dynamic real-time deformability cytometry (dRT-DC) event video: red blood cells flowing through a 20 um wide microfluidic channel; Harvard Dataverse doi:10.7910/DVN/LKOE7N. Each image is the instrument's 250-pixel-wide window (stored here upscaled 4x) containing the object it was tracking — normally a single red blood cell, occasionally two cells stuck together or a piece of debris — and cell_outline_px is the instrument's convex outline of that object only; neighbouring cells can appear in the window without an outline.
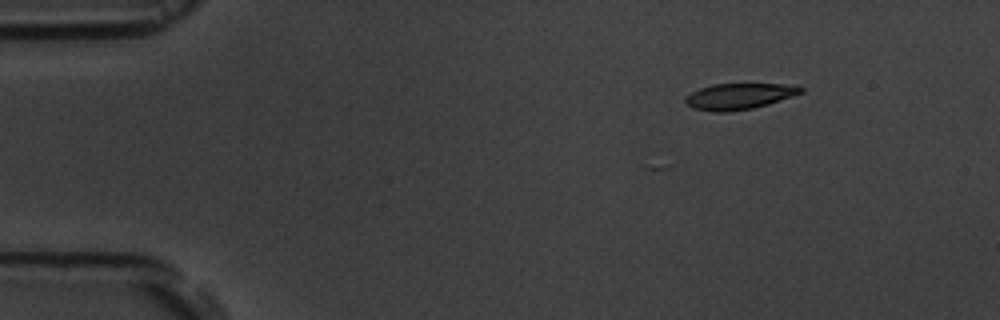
{"species": "common noctule bat (a hibernating species)", "species_latin": "Nyctalus noctula", "temperature_condition": "room temperature", "stored_images_in_passage": 6, "camera_frame_rate_fps": 3000, "um_per_image_px": 0.085, "animal": {"sex": "male", "body_mass_g": 19.5, "forearm_length_mm": 54.6}, "frame": {"image": 1, "passage_image": 1, "time_ms": 0.0, "image_size_px": [1000, 320], "cell_outline_px": [[804, 92], [768, 104], [752, 108], [728, 112], [712, 112], [692, 108], [684, 100], [684, 96], [700, 88], [712, 84], [780, 84], [804, 88]], "centroid_in_image_um": [62.77, 8.19], "position_along_channel_um": 22.2, "area_um2": 17.4}}
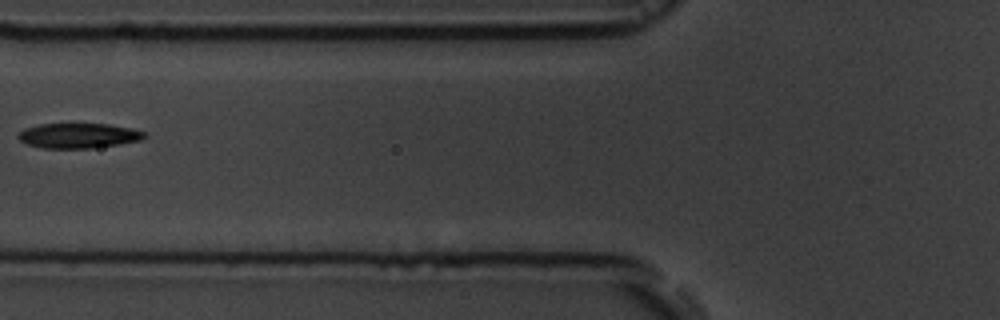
{"frame": {"image": 2, "passage_image": 5, "time_ms": 5.0, "image_size_px": [1000, 320], "cell_outline_px": [[148, 136], [140, 140], [120, 144], [92, 148], [40, 148], [28, 144], [20, 140], [16, 136], [24, 128], [40, 124], [108, 124], [132, 128], [144, 132]], "centroid_in_image_um": [6.67, 11.53], "position_along_channel_um": 119.1, "area_um2": 18.38}}
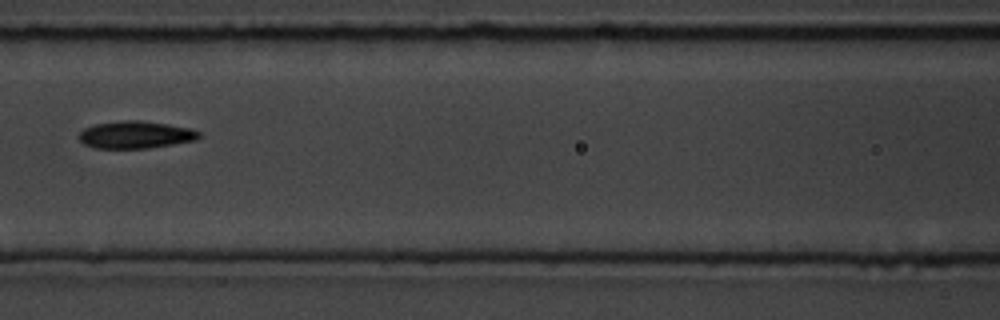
{"frame": {"image": 3, "passage_image": 6, "time_ms": 6.0, "image_size_px": [1000, 320], "cell_outline_px": [[200, 136], [196, 140], [148, 148], [96, 148], [84, 144], [80, 140], [80, 132], [84, 128], [96, 124], [120, 120], [140, 120], [168, 124], [192, 128], [200, 132]], "centroid_in_image_um": [11.54, 11.44], "position_along_channel_um": 155.1, "area_um2": 19.07}}